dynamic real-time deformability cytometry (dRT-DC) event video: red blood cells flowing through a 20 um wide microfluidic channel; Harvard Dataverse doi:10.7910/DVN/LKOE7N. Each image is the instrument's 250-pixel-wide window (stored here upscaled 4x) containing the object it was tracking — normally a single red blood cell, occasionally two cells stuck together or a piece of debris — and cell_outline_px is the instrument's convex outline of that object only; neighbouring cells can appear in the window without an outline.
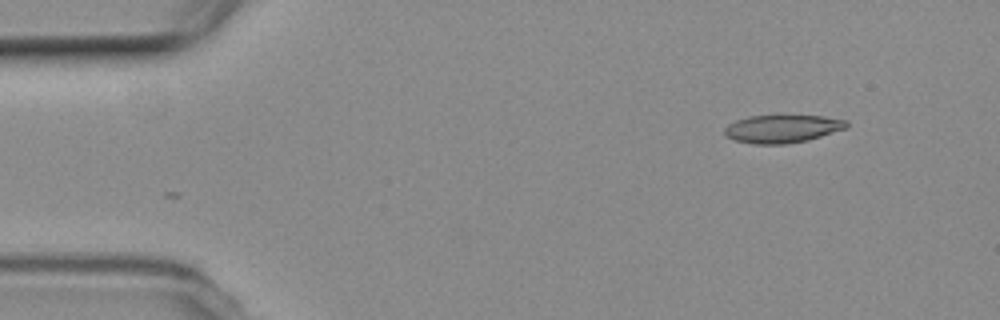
{"species": "common noctule bat (a hibernating species)", "species_latin": "Nyctalus noctula", "temperature_condition": "room temperature", "stored_images_in_passage": 3, "camera_frame_rate_fps": 3000, "um_per_image_px": 0.085, "animal": {"sex": "female", "body_mass_g": 19.3, "forearm_length_mm": 54.1}, "frame": {"image": 1, "passage_image": 3, "time_ms": 2.333, "image_size_px": [1000, 320], "cell_outline_px": [[848, 128], [808, 140], [788, 144], [752, 144], [736, 140], [724, 136], [724, 128], [728, 124], [736, 120], [748, 116], [824, 116], [848, 120]], "centroid_in_image_um": [66.5, 10.95], "position_along_channel_um": 18.5, "area_um2": 20.0}}